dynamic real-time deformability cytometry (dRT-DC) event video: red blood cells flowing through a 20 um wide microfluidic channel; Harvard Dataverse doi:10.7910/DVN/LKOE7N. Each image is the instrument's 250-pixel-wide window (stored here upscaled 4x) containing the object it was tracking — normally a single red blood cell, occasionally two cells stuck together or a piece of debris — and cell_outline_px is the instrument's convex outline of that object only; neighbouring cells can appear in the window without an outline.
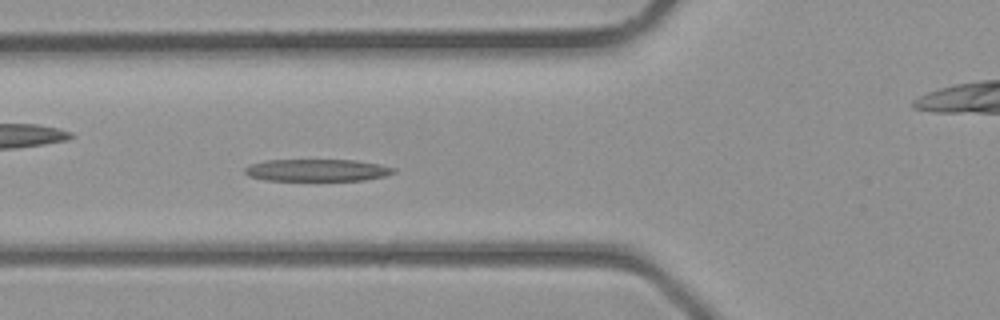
{"species": "common noctule bat (a hibernating species)", "species_latin": "Nyctalus noctula", "temperature_condition": "room temperature", "stored_images_in_passage": 32, "camera_frame_rate_fps": 3000, "um_per_image_px": 0.085, "animal": {"sex": "male", "body_mass_g": 23.1, "forearm_length_mm": 52.7}, "frame": {"image": 1, "passage_image": 9, "time_ms": 2.667, "image_size_px": [1000, 320], "cell_outline_px": [[396, 172], [384, 176], [364, 180], [264, 180], [248, 176], [244, 172], [244, 168], [248, 164], [264, 160], [356, 160], [380, 164], [396, 168]], "centroid_in_image_um": [26.92, 14.46], "position_along_channel_um": 98.9, "area_um2": 19.31}}
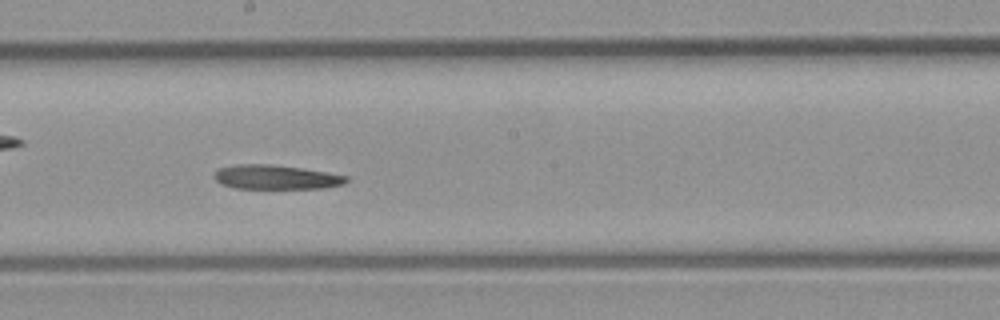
{"frame": {"image": 2, "passage_image": 16, "time_ms": 5.0, "image_size_px": [1000, 320], "cell_outline_px": [[348, 180], [344, 184], [324, 188], [236, 188], [220, 184], [212, 176], [220, 168], [236, 164], [268, 164], [300, 168], [328, 172], [348, 176]], "centroid_in_image_um": [23.46, 15.06], "position_along_channel_um": 224.7, "area_um2": 18.61}}
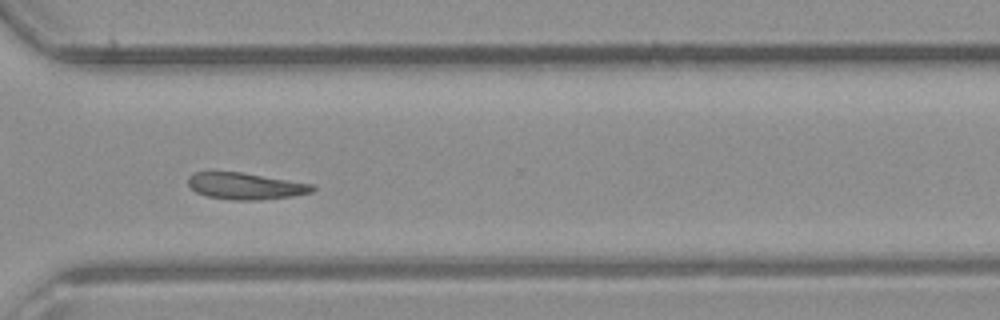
{"frame": {"image": 3, "passage_image": 23, "time_ms": 7.333, "image_size_px": [1000, 320], "cell_outline_px": [[316, 188], [312, 192], [292, 196], [260, 200], [232, 200], [208, 196], [196, 192], [188, 184], [188, 176], [196, 172], [240, 172], [312, 184]], "centroid_in_image_um": [20.86, 15.82], "position_along_channel_um": 349.7, "area_um2": 19.07}}